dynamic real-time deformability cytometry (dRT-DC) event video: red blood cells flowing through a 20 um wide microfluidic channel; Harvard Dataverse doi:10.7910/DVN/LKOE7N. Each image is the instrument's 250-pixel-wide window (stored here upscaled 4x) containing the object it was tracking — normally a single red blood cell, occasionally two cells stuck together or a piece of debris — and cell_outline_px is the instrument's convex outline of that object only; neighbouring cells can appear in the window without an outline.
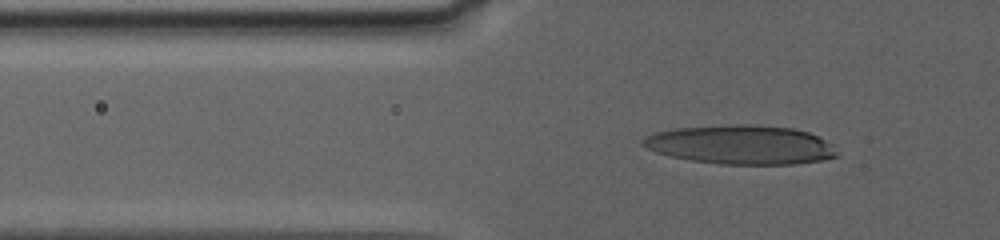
{"species": "human", "species_latin": "Homo sapiens", "temperature_condition": "warm", "stored_images_in_passage": 95, "camera_frame_rate_fps": 3000, "um_per_image_px": 0.085, "donor": {"sex": "female"}, "frame": {"image": 1, "passage_image": 51, "time_ms": 9.0, "image_size_px": [1000, 240], "cell_outline_px": [[836, 156], [824, 160], [792, 164], [720, 164], [692, 160], [672, 156], [656, 152], [640, 144], [644, 136], [656, 132], [672, 128], [728, 124], [748, 124], [792, 128], [808, 132], [832, 144], [836, 152]], "centroid_in_image_um": [62.94, 12.29], "position_along_channel_um": 62.9, "area_um2": 44.1}}
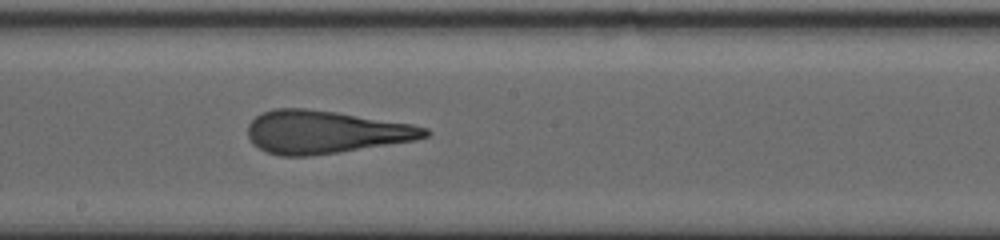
{"frame": {"image": 2, "passage_image": 72, "time_ms": 14.667, "image_size_px": [1000, 240], "cell_outline_px": [[432, 132], [428, 136], [416, 140], [336, 152], [308, 156], [280, 156], [264, 152], [252, 144], [248, 136], [248, 124], [256, 116], [264, 112], [276, 108], [304, 108], [336, 112], [412, 124], [428, 128]], "centroid_in_image_um": [27.62, 11.22], "position_along_channel_um": 220.6, "area_um2": 44.16}}
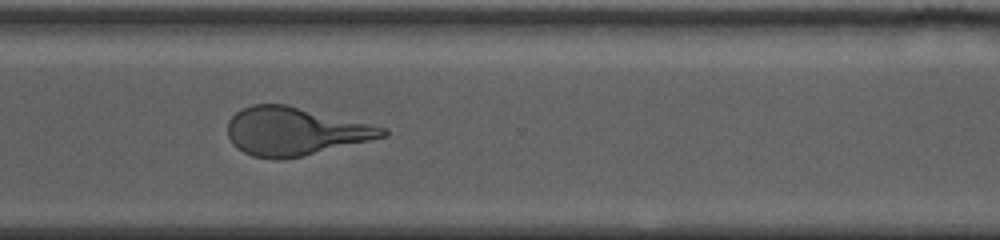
{"frame": {"image": 3, "passage_image": 94, "time_ms": 18.667, "image_size_px": [1000, 240], "cell_outline_px": [[388, 136], [300, 156], [280, 160], [276, 160], [252, 156], [236, 148], [232, 144], [228, 136], [228, 120], [236, 112], [252, 104], [284, 104], [388, 128]], "centroid_in_image_um": [25.03, 11.17], "position_along_channel_um": 345.6, "area_um2": 43.12}}